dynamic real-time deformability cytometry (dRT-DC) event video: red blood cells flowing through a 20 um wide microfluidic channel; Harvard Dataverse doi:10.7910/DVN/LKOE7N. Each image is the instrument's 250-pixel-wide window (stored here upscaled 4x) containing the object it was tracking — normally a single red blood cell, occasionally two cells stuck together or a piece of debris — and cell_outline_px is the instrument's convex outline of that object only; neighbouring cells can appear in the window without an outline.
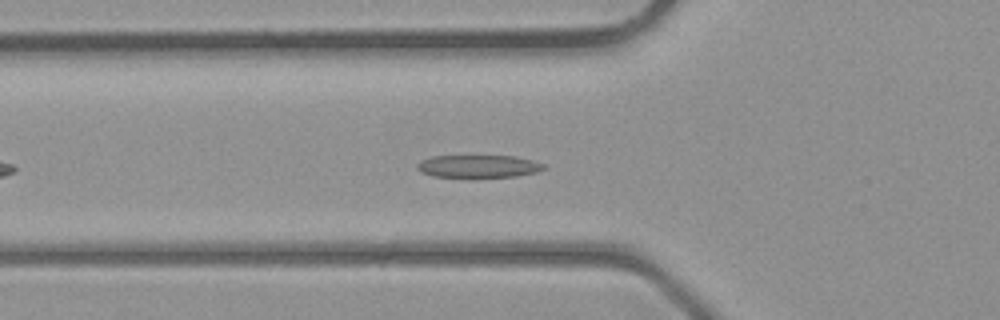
{"species": "common noctule bat (a hibernating species)", "species_latin": "Nyctalus noctula", "temperature_condition": "room temperature", "stored_images_in_passage": 34, "camera_frame_rate_fps": 3000, "um_per_image_px": 0.085, "animal": {"sex": "male", "body_mass_g": 23.1, "forearm_length_mm": 52.7}, "frame": {"image": 1, "passage_image": 7, "time_ms": 2.0, "image_size_px": [1000, 320], "cell_outline_px": [[548, 168], [536, 172], [516, 176], [432, 176], [420, 172], [416, 168], [416, 164], [420, 160], [432, 156], [516, 156], [532, 160], [544, 164]], "centroid_in_image_um": [40.66, 14.11], "position_along_channel_um": 85.1, "area_um2": 16.53}}
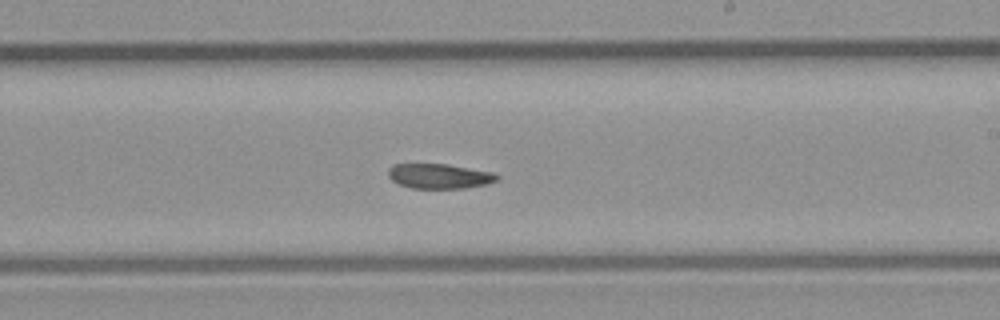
{"frame": {"image": 2, "passage_image": 17, "time_ms": 5.333, "image_size_px": [1000, 320], "cell_outline_px": [[500, 176], [496, 180], [488, 184], [464, 188], [412, 188], [400, 184], [392, 180], [388, 176], [388, 168], [392, 164], [448, 164], [492, 172]], "centroid_in_image_um": [37.33, 14.96], "position_along_channel_um": 251.7, "area_um2": 15.72}}
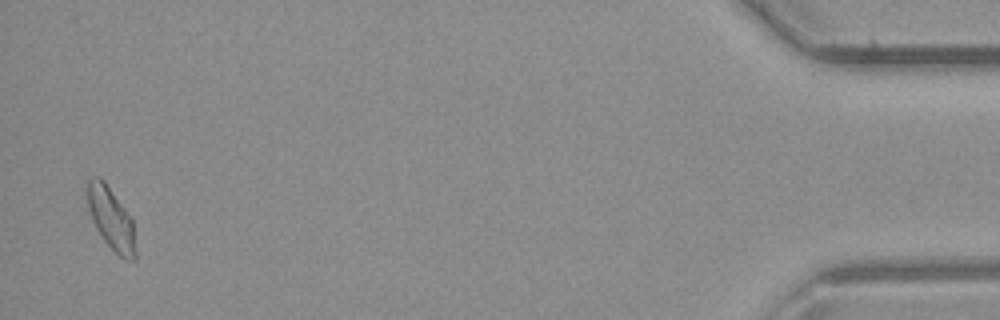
{"frame": {"image": 3, "passage_image": 33, "time_ms": 10.667, "image_size_px": [1000, 320], "cell_outline_px": [[136, 260], [124, 260], [104, 240], [96, 228], [88, 208], [88, 180], [92, 176], [100, 176], [104, 180], [124, 208], [132, 220], [136, 252]], "centroid_in_image_um": [9.45, 18.59], "position_along_channel_um": 425.8, "area_um2": 17.11}}